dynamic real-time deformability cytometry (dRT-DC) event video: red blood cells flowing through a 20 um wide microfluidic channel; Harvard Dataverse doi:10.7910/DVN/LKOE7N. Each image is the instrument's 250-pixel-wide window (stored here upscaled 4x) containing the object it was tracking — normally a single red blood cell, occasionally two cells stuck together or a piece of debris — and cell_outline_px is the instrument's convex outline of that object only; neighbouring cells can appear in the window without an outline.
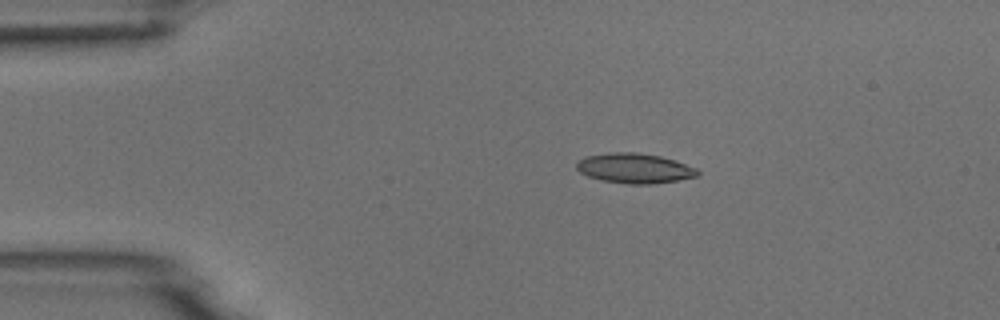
{"species": "common noctule bat (a hibernating species)", "species_latin": "Nyctalus noctula", "temperature_condition": "room temperature", "stored_images_in_passage": 4, "camera_frame_rate_fps": 3000, "um_per_image_px": 0.085, "animal": {"sex": "male", "body_mass_g": 18.8}, "frame": {"image": 1, "passage_image": 3, "time_ms": 2.333, "image_size_px": [1000, 320], "cell_outline_px": [[700, 176], [652, 184], [628, 184], [604, 180], [588, 176], [580, 172], [576, 168], [576, 164], [584, 156], [608, 152], [636, 152], [660, 156], [676, 160], [696, 168], [700, 172]], "centroid_in_image_um": [53.95, 14.29], "position_along_channel_um": 31.0, "area_um2": 21.15}}